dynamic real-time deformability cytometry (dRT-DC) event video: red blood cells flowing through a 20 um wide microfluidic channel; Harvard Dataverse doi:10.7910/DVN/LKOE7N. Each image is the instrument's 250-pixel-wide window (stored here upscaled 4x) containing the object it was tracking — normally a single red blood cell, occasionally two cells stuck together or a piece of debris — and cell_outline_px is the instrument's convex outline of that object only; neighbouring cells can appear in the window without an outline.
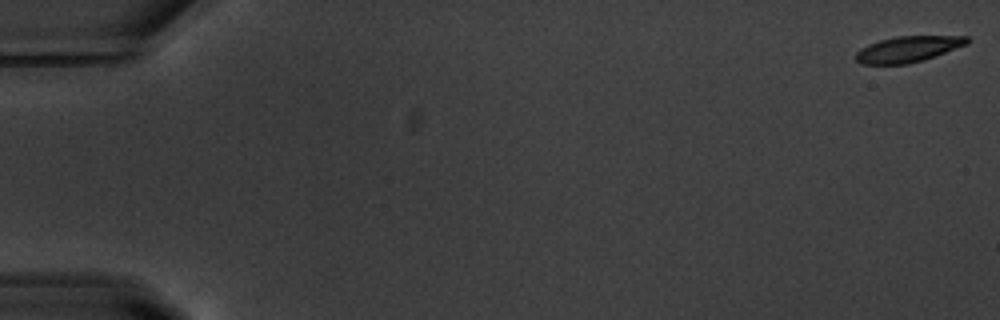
{"species": "common noctule bat (a hibernating species)", "species_latin": "Nyctalus noctula", "temperature_condition": "warm", "stored_images_in_passage": 56, "camera_frame_rate_fps": 3000, "um_per_image_px": 0.085, "animal": {"sex": "male", "body_mass_g": 20.1, "forearm_length_mm": 53.5}, "frame": {"image": 1, "passage_image": 1, "time_ms": 0.0, "image_size_px": [1000, 320], "cell_outline_px": [[972, 40], [968, 44], [924, 60], [908, 64], [860, 64], [856, 60], [856, 52], [860, 48], [868, 44], [880, 40], [896, 36], [968, 36]], "centroid_in_image_um": [77.2, 4.17], "position_along_channel_um": 7.8, "area_um2": 16.94}}
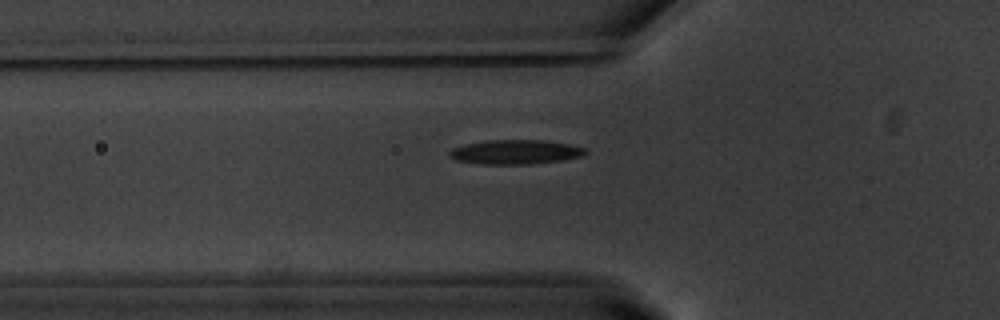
{"frame": {"image": 2, "passage_image": 20, "time_ms": 6.333, "image_size_px": [1000, 320], "cell_outline_px": [[588, 152], [580, 156], [564, 160], [532, 164], [484, 164], [456, 160], [448, 156], [448, 152], [452, 148], [464, 144], [488, 140], [544, 140], [568, 144], [584, 148]], "centroid_in_image_um": [43.78, 12.92], "position_along_channel_um": 82.0, "area_um2": 19.31}}
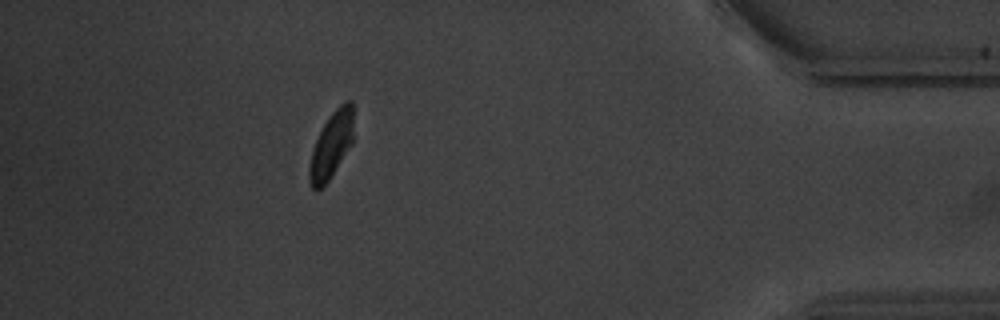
{"frame": {"image": 3, "passage_image": 50, "time_ms": 16.333, "image_size_px": [1000, 320], "cell_outline_px": [[352, 144], [328, 180], [320, 188], [312, 188], [308, 180], [308, 168], [312, 148], [324, 124], [332, 112], [344, 100], [352, 100]], "centroid_in_image_um": [28.14, 12.32], "position_along_channel_um": 407.1, "area_um2": 16.76}, "authors_computed_cell_mechanics": {"area_um2": 18.1203, "velocity_mm_per_s": 3.6932, "shape_relaxation_time_tau1_ms": 3.4764, "shape_relaxation_time_tau2_ms": 5.4481, "deformation_change_tau1": 0.1673, "deformation_change_tau2": 0.1105}}